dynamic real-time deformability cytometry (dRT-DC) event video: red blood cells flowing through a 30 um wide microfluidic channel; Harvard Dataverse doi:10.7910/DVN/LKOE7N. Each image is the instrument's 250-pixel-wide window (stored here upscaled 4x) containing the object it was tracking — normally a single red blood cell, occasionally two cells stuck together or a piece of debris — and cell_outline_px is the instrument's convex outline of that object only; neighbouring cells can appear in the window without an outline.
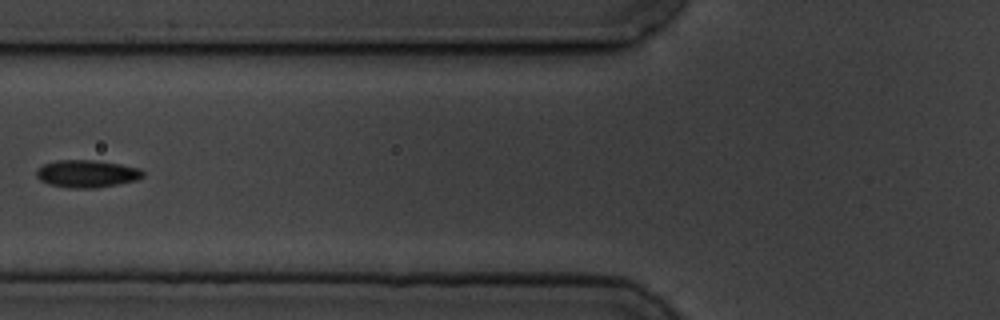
{"species": "common noctule bat (a hibernating species)", "species_latin": "Nyctalus noctula", "temperature_condition": "cold", "stored_images_in_passage": 10, "camera_frame_rate_fps": 3000, "um_per_image_px": 0.085, "animal": {"sex": "male", "body_mass_g": 19.5, "forearm_length_mm": 54.6}, "frame": {"image": 1, "passage_image": 7, "time_ms": 7.0, "image_size_px": [1000, 320], "cell_outline_px": [[144, 176], [136, 180], [96, 188], [72, 188], [48, 184], [40, 180], [36, 176], [36, 168], [44, 164], [56, 160], [96, 160], [120, 164], [140, 168], [144, 172]], "centroid_in_image_um": [7.36, 14.76], "position_along_channel_um": 118.4, "area_um2": 17.11}}
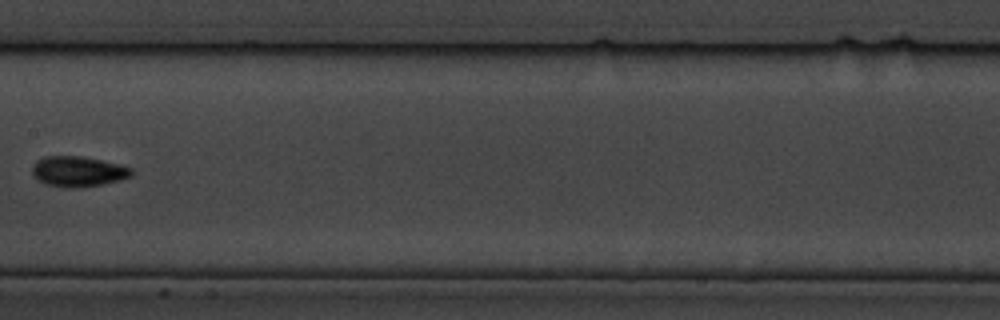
{"frame": {"image": 2, "passage_image": 9, "time_ms": 9.333, "image_size_px": [1000, 320], "cell_outline_px": [[132, 176], [120, 180], [104, 184], [76, 188], [64, 188], [44, 184], [32, 172], [32, 168], [36, 160], [44, 156], [80, 156], [100, 160], [132, 168]], "centroid_in_image_um": [6.62, 14.58], "position_along_channel_um": 200.8, "area_um2": 17.51}}
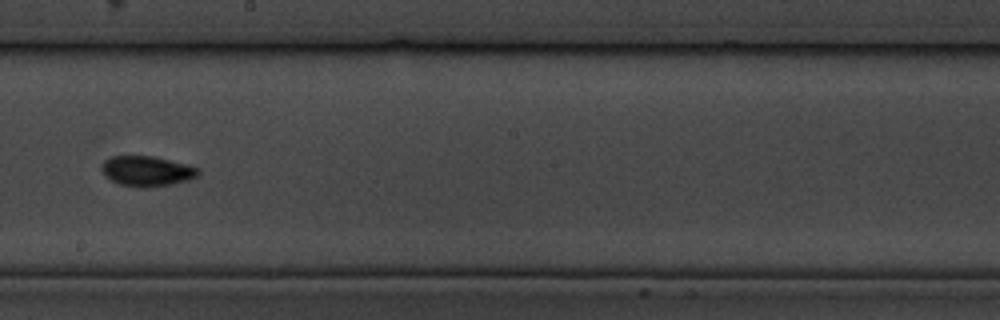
{"frame": {"image": 3, "passage_image": 10, "time_ms": 10.333, "image_size_px": [1000, 320], "cell_outline_px": [[200, 172], [196, 176], [188, 180], [172, 184], [140, 188], [120, 184], [104, 176], [100, 168], [100, 164], [104, 160], [112, 156], [152, 156], [188, 164], [200, 168]], "centroid_in_image_um": [12.47, 14.54], "position_along_channel_um": 235.7, "area_um2": 17.11}}